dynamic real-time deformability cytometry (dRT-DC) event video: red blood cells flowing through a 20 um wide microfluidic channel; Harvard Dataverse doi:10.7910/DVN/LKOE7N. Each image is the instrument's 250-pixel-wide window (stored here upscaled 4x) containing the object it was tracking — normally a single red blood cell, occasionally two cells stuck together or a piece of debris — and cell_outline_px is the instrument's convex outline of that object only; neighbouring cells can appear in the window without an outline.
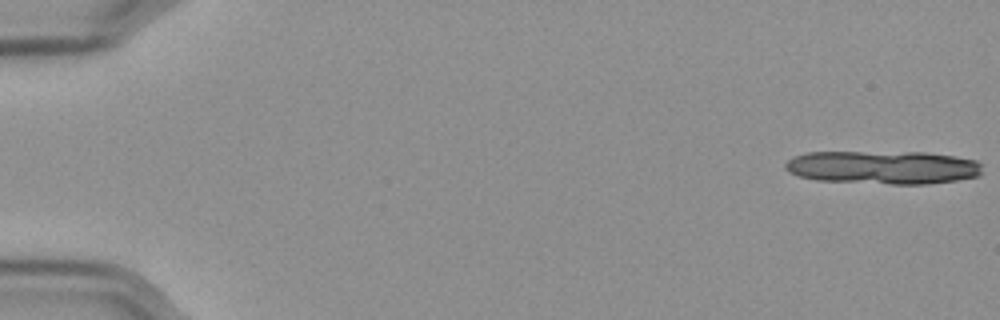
{"species": "Egyptian fruit bat (a non-hibernating species)", "species_latin": "Rousettus aegyptiacus", "temperature_condition": "cold", "stored_images_in_passage": 12, "camera_frame_rate_fps": 3000, "um_per_image_px": 0.085, "frame": {"image": 1, "passage_image": 1, "time_ms": 0.0, "image_size_px": [1000, 320], "cell_outline_px": [[980, 172], [976, 176], [956, 180], [924, 184], [892, 184], [816, 180], [800, 176], [788, 172], [784, 168], [784, 164], [792, 156], [804, 152], [924, 152], [956, 156], [976, 160], [980, 164]], "centroid_in_image_um": [74.99, 14.21], "position_along_channel_um": 10.0, "area_um2": 38.38}}